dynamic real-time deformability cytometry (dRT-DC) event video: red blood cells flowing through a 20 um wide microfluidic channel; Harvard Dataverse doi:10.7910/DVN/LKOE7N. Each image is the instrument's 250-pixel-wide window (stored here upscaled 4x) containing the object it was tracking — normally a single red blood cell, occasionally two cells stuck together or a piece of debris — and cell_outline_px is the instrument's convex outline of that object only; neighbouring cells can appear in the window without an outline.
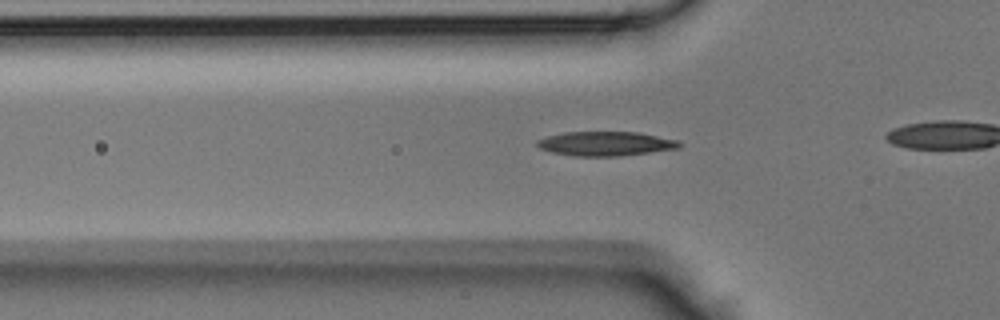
{"species": "Egyptian fruit bat (a non-hibernating species)", "species_latin": "Rousettus aegyptiacus", "temperature_condition": "room temperature", "stored_images_in_passage": 32, "camera_frame_rate_fps": 3000, "um_per_image_px": 0.085, "animal": {"sex": "male"}, "frame": {"image": 1, "passage_image": 11, "time_ms": 3.333, "image_size_px": [1000, 320], "cell_outline_px": [[680, 148], [620, 156], [572, 156], [552, 152], [540, 148], [536, 144], [536, 140], [548, 136], [564, 132], [636, 132], [680, 140]], "centroid_in_image_um": [51.47, 12.21], "position_along_channel_um": 74.3, "area_um2": 20.11}}
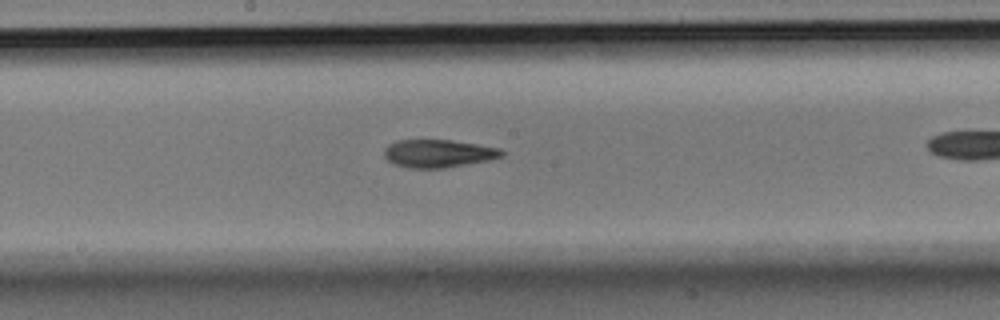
{"frame": {"image": 2, "passage_image": 20, "time_ms": 6.333, "image_size_px": [1000, 320], "cell_outline_px": [[504, 156], [488, 160], [468, 164], [444, 168], [408, 168], [392, 164], [384, 156], [384, 148], [388, 144], [396, 140], [452, 140], [500, 148], [504, 152]], "centroid_in_image_um": [37.23, 13.05], "position_along_channel_um": 211.0, "area_um2": 19.25}}
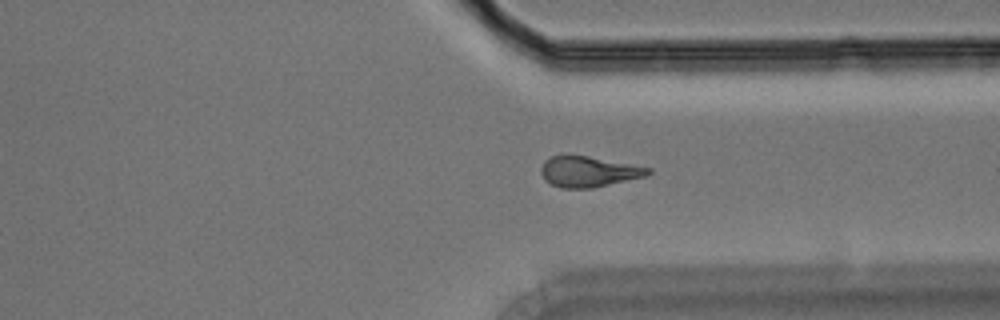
{"frame": {"image": 3, "passage_image": 30, "time_ms": 9.667, "image_size_px": [1000, 320], "cell_outline_px": [[652, 172], [648, 176], [592, 188], [560, 188], [544, 180], [540, 172], [540, 168], [544, 160], [552, 156], [564, 152], [588, 156], [652, 168]], "centroid_in_image_um": [49.99, 14.56], "position_along_channel_um": 361.4, "area_um2": 19.65}}